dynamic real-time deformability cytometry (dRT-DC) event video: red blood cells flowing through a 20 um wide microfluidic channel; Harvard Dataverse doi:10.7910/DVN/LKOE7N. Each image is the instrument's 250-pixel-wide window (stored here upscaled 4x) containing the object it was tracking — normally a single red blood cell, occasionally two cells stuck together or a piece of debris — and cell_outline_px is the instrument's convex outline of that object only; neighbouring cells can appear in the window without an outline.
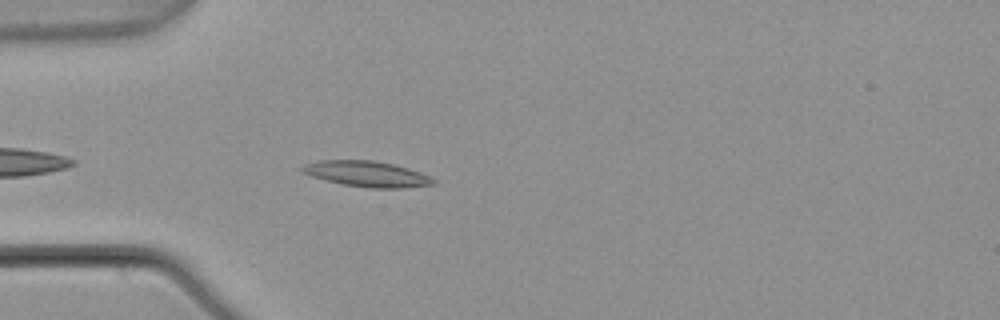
{"species": "common noctule bat (a hibernating species)", "species_latin": "Nyctalus noctula", "temperature_condition": "warm", "stored_images_in_passage": 2, "camera_frame_rate_fps": 3000, "um_per_image_px": 0.085, "animal": {"sex": "male", "body_mass_g": 21.5, "forearm_length_mm": 52.0}, "frame": {"image": 1, "passage_image": 2, "time_ms": 0.333, "image_size_px": [1000, 320], "cell_outline_px": [[436, 184], [404, 188], [368, 188], [344, 184], [324, 180], [312, 176], [304, 172], [300, 168], [304, 164], [320, 160], [372, 160], [392, 164], [408, 168], [420, 172], [436, 180]], "centroid_in_image_um": [31.2, 14.79], "position_along_channel_um": 53.8, "area_um2": 19.54}}